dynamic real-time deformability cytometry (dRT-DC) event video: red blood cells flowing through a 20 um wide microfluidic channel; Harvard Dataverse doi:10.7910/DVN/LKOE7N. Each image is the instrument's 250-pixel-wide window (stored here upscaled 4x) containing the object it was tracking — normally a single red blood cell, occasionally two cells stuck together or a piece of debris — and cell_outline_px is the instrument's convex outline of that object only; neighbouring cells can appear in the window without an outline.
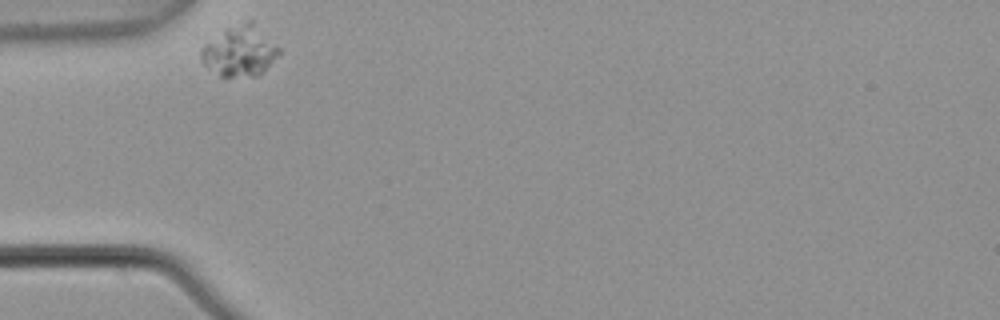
{"species": "common noctule bat (a hibernating species)", "species_latin": "Nyctalus noctula", "temperature_condition": "warm", "stored_images_in_passage": 4, "camera_frame_rate_fps": 3000, "um_per_image_px": 0.085, "animal": {"sex": "male", "body_mass_g": 21.5, "forearm_length_mm": 52.0}, "frame": {"image": 1, "passage_image": 1, "time_ms": 0.0, "image_size_px": [1000, 320], "cell_outline_px": [[280, 52], [264, 72], [260, 76], [220, 76], [208, 68], [200, 60], [200, 48], [204, 44], [224, 28], [248, 20], [252, 20], [280, 48]], "centroid_in_image_um": [20.36, 4.33], "position_along_channel_um": 64.6, "area_um2": 23.06}}
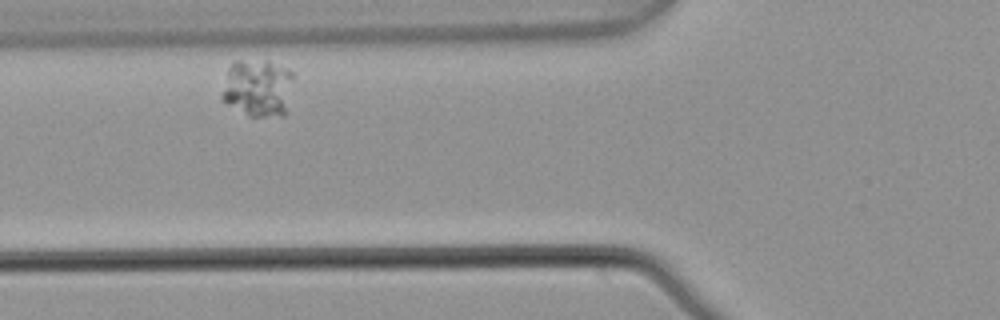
{"frame": {"image": 2, "passage_image": 2, "time_ms": 0.333, "image_size_px": [1000, 320], "cell_outline_px": [[292, 76], [284, 116], [248, 116], [220, 100], [220, 96], [228, 68], [236, 60], [268, 60], [288, 68], [292, 72]], "centroid_in_image_um": [21.86, 7.46], "position_along_channel_um": 103.9, "area_um2": 23.99}}
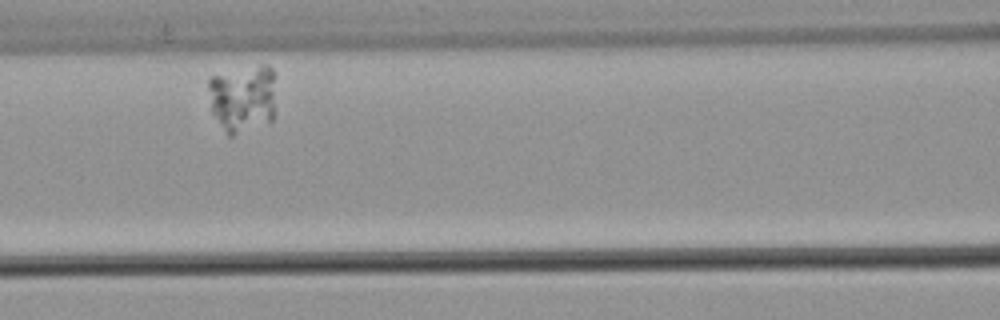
{"frame": {"image": 3, "passage_image": 3, "time_ms": 0.667, "image_size_px": [1000, 320], "cell_outline_px": [[276, 76], [272, 120], [232, 136], [228, 136], [212, 112], [208, 88], [208, 80], [212, 76], [260, 64], [268, 64], [272, 68]], "centroid_in_image_um": [20.65, 8.32], "position_along_channel_um": 145.9, "area_um2": 26.76}}